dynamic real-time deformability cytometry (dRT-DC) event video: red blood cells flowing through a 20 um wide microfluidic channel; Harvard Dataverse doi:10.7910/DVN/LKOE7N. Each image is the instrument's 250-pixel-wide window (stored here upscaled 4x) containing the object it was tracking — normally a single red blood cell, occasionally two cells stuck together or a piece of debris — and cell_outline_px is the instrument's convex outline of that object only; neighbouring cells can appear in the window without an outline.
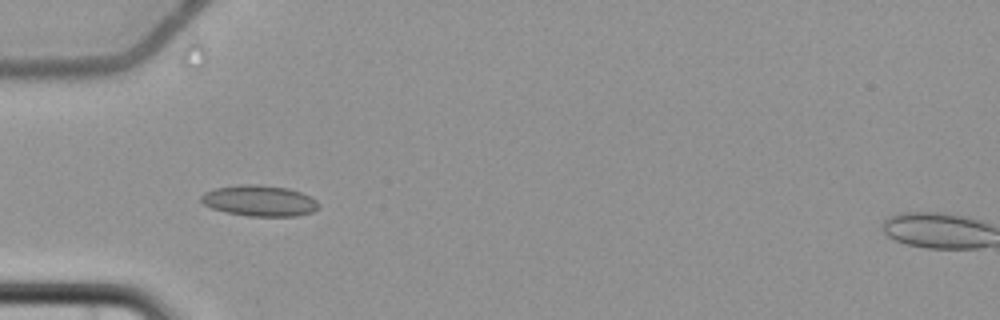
{"species": "common noctule bat (a hibernating species)", "species_latin": "Nyctalus noctula", "temperature_condition": "cold", "stored_images_in_passage": 3, "camera_frame_rate_fps": 3000, "um_per_image_px": 0.085, "animal": {"sex": "female", "body_mass_g": 22.7, "forearm_length_mm": 54.2}, "frame": {"image": 1, "passage_image": 2, "time_ms": 1.333, "image_size_px": [1000, 320], "cell_outline_px": [[320, 204], [312, 212], [296, 216], [248, 216], [228, 212], [212, 208], [204, 204], [200, 200], [200, 196], [204, 192], [216, 188], [244, 184], [256, 184], [288, 188], [312, 196]], "centroid_in_image_um": [22.06, 17.06], "position_along_channel_um": 62.9, "area_um2": 21.1}}
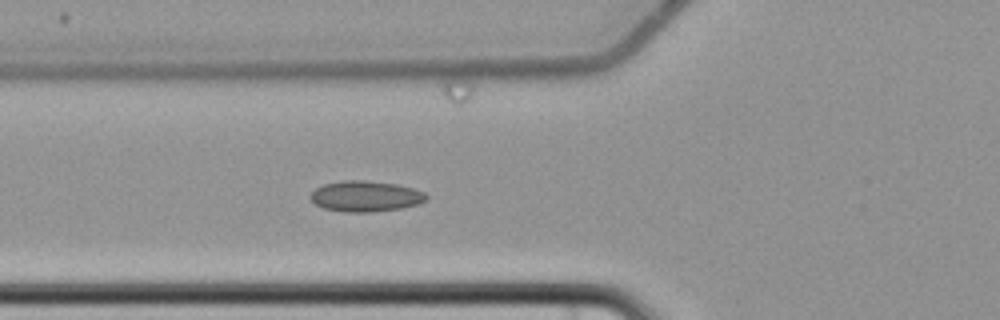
{"frame": {"image": 2, "passage_image": 3, "time_ms": 2.333, "image_size_px": [1000, 320], "cell_outline_px": [[428, 200], [420, 204], [400, 208], [372, 212], [344, 212], [324, 208], [316, 204], [308, 196], [316, 188], [324, 184], [340, 180], [364, 180], [396, 184], [412, 188], [424, 192], [428, 196]], "centroid_in_image_um": [31.08, 16.68], "position_along_channel_um": 94.7, "area_um2": 20.87}}